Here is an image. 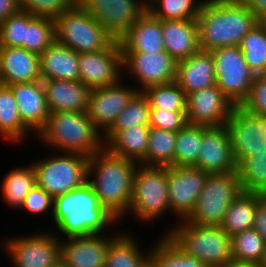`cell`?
Segmentation results:
<instances>
[{
	"label": "cell",
	"instance_id": "obj_1",
	"mask_svg": "<svg viewBox=\"0 0 266 267\" xmlns=\"http://www.w3.org/2000/svg\"><path fill=\"white\" fill-rule=\"evenodd\" d=\"M260 21L240 0H204L197 18L199 48L212 52L239 46Z\"/></svg>",
	"mask_w": 266,
	"mask_h": 267
},
{
	"label": "cell",
	"instance_id": "obj_2",
	"mask_svg": "<svg viewBox=\"0 0 266 267\" xmlns=\"http://www.w3.org/2000/svg\"><path fill=\"white\" fill-rule=\"evenodd\" d=\"M137 166L135 161L115 155L106 147L89 157L87 182L101 205L118 220H122V216L129 211ZM92 174L96 178L92 177L91 180Z\"/></svg>",
	"mask_w": 266,
	"mask_h": 267
},
{
	"label": "cell",
	"instance_id": "obj_3",
	"mask_svg": "<svg viewBox=\"0 0 266 267\" xmlns=\"http://www.w3.org/2000/svg\"><path fill=\"white\" fill-rule=\"evenodd\" d=\"M52 213L56 227L68 238L103 234L106 226H112L118 220L101 205L88 182L54 197Z\"/></svg>",
	"mask_w": 266,
	"mask_h": 267
},
{
	"label": "cell",
	"instance_id": "obj_4",
	"mask_svg": "<svg viewBox=\"0 0 266 267\" xmlns=\"http://www.w3.org/2000/svg\"><path fill=\"white\" fill-rule=\"evenodd\" d=\"M38 136L61 152L87 157L105 147L103 133L89 119L87 112H52Z\"/></svg>",
	"mask_w": 266,
	"mask_h": 267
},
{
	"label": "cell",
	"instance_id": "obj_5",
	"mask_svg": "<svg viewBox=\"0 0 266 267\" xmlns=\"http://www.w3.org/2000/svg\"><path fill=\"white\" fill-rule=\"evenodd\" d=\"M180 222L165 235L186 255L201 260L208 267L233 261L231 237L221 225Z\"/></svg>",
	"mask_w": 266,
	"mask_h": 267
},
{
	"label": "cell",
	"instance_id": "obj_6",
	"mask_svg": "<svg viewBox=\"0 0 266 267\" xmlns=\"http://www.w3.org/2000/svg\"><path fill=\"white\" fill-rule=\"evenodd\" d=\"M53 20L56 42L73 49L78 54L108 49L116 41L77 2Z\"/></svg>",
	"mask_w": 266,
	"mask_h": 267
},
{
	"label": "cell",
	"instance_id": "obj_7",
	"mask_svg": "<svg viewBox=\"0 0 266 267\" xmlns=\"http://www.w3.org/2000/svg\"><path fill=\"white\" fill-rule=\"evenodd\" d=\"M167 209L170 210L167 167L140 164L133 176L129 211L139 220L149 221L161 216Z\"/></svg>",
	"mask_w": 266,
	"mask_h": 267
},
{
	"label": "cell",
	"instance_id": "obj_8",
	"mask_svg": "<svg viewBox=\"0 0 266 267\" xmlns=\"http://www.w3.org/2000/svg\"><path fill=\"white\" fill-rule=\"evenodd\" d=\"M33 162L36 186L53 198L71 192L87 182L89 157L78 153H63Z\"/></svg>",
	"mask_w": 266,
	"mask_h": 267
},
{
	"label": "cell",
	"instance_id": "obj_9",
	"mask_svg": "<svg viewBox=\"0 0 266 267\" xmlns=\"http://www.w3.org/2000/svg\"><path fill=\"white\" fill-rule=\"evenodd\" d=\"M241 191L237 171L210 174L193 212L185 221L199 225H221L228 206Z\"/></svg>",
	"mask_w": 266,
	"mask_h": 267
},
{
	"label": "cell",
	"instance_id": "obj_10",
	"mask_svg": "<svg viewBox=\"0 0 266 267\" xmlns=\"http://www.w3.org/2000/svg\"><path fill=\"white\" fill-rule=\"evenodd\" d=\"M216 86L234 106L247 98L255 75L244 60L239 46H227L212 51Z\"/></svg>",
	"mask_w": 266,
	"mask_h": 267
},
{
	"label": "cell",
	"instance_id": "obj_11",
	"mask_svg": "<svg viewBox=\"0 0 266 267\" xmlns=\"http://www.w3.org/2000/svg\"><path fill=\"white\" fill-rule=\"evenodd\" d=\"M76 0L119 41L147 10V0Z\"/></svg>",
	"mask_w": 266,
	"mask_h": 267
},
{
	"label": "cell",
	"instance_id": "obj_12",
	"mask_svg": "<svg viewBox=\"0 0 266 267\" xmlns=\"http://www.w3.org/2000/svg\"><path fill=\"white\" fill-rule=\"evenodd\" d=\"M5 247L15 267L61 266V241L51 232L7 239Z\"/></svg>",
	"mask_w": 266,
	"mask_h": 267
},
{
	"label": "cell",
	"instance_id": "obj_13",
	"mask_svg": "<svg viewBox=\"0 0 266 267\" xmlns=\"http://www.w3.org/2000/svg\"><path fill=\"white\" fill-rule=\"evenodd\" d=\"M225 125L236 164L245 156L266 151V114L244 112L235 106Z\"/></svg>",
	"mask_w": 266,
	"mask_h": 267
},
{
	"label": "cell",
	"instance_id": "obj_14",
	"mask_svg": "<svg viewBox=\"0 0 266 267\" xmlns=\"http://www.w3.org/2000/svg\"><path fill=\"white\" fill-rule=\"evenodd\" d=\"M209 175L210 173L190 165L167 167L170 210L182 221L193 212Z\"/></svg>",
	"mask_w": 266,
	"mask_h": 267
},
{
	"label": "cell",
	"instance_id": "obj_15",
	"mask_svg": "<svg viewBox=\"0 0 266 267\" xmlns=\"http://www.w3.org/2000/svg\"><path fill=\"white\" fill-rule=\"evenodd\" d=\"M123 52L119 41L108 49L79 53L80 81L90 89L114 85L121 81Z\"/></svg>",
	"mask_w": 266,
	"mask_h": 267
},
{
	"label": "cell",
	"instance_id": "obj_16",
	"mask_svg": "<svg viewBox=\"0 0 266 267\" xmlns=\"http://www.w3.org/2000/svg\"><path fill=\"white\" fill-rule=\"evenodd\" d=\"M125 66V67H124ZM123 69L138 79L142 88L176 81L177 61L167 52H123Z\"/></svg>",
	"mask_w": 266,
	"mask_h": 267
},
{
	"label": "cell",
	"instance_id": "obj_17",
	"mask_svg": "<svg viewBox=\"0 0 266 267\" xmlns=\"http://www.w3.org/2000/svg\"><path fill=\"white\" fill-rule=\"evenodd\" d=\"M121 81L114 85L91 89L87 105V115L96 127L105 134L115 123L139 89L122 86Z\"/></svg>",
	"mask_w": 266,
	"mask_h": 267
},
{
	"label": "cell",
	"instance_id": "obj_18",
	"mask_svg": "<svg viewBox=\"0 0 266 267\" xmlns=\"http://www.w3.org/2000/svg\"><path fill=\"white\" fill-rule=\"evenodd\" d=\"M235 106L213 85L187 95L186 119L189 124L224 126Z\"/></svg>",
	"mask_w": 266,
	"mask_h": 267
},
{
	"label": "cell",
	"instance_id": "obj_19",
	"mask_svg": "<svg viewBox=\"0 0 266 267\" xmlns=\"http://www.w3.org/2000/svg\"><path fill=\"white\" fill-rule=\"evenodd\" d=\"M197 162L193 165L210 174L237 171L226 125L203 126V138Z\"/></svg>",
	"mask_w": 266,
	"mask_h": 267
},
{
	"label": "cell",
	"instance_id": "obj_20",
	"mask_svg": "<svg viewBox=\"0 0 266 267\" xmlns=\"http://www.w3.org/2000/svg\"><path fill=\"white\" fill-rule=\"evenodd\" d=\"M101 234L67 238L61 242L62 267H105L106 254L113 237Z\"/></svg>",
	"mask_w": 266,
	"mask_h": 267
},
{
	"label": "cell",
	"instance_id": "obj_21",
	"mask_svg": "<svg viewBox=\"0 0 266 267\" xmlns=\"http://www.w3.org/2000/svg\"><path fill=\"white\" fill-rule=\"evenodd\" d=\"M42 81L39 55L22 47L0 46V84Z\"/></svg>",
	"mask_w": 266,
	"mask_h": 267
},
{
	"label": "cell",
	"instance_id": "obj_22",
	"mask_svg": "<svg viewBox=\"0 0 266 267\" xmlns=\"http://www.w3.org/2000/svg\"><path fill=\"white\" fill-rule=\"evenodd\" d=\"M8 87L18 104L22 123L29 130L39 133L46 125L50 114L42 81L11 84Z\"/></svg>",
	"mask_w": 266,
	"mask_h": 267
},
{
	"label": "cell",
	"instance_id": "obj_23",
	"mask_svg": "<svg viewBox=\"0 0 266 267\" xmlns=\"http://www.w3.org/2000/svg\"><path fill=\"white\" fill-rule=\"evenodd\" d=\"M46 104L52 112H86L91 89L80 80H42Z\"/></svg>",
	"mask_w": 266,
	"mask_h": 267
},
{
	"label": "cell",
	"instance_id": "obj_24",
	"mask_svg": "<svg viewBox=\"0 0 266 267\" xmlns=\"http://www.w3.org/2000/svg\"><path fill=\"white\" fill-rule=\"evenodd\" d=\"M176 83L186 95L216 85L212 52L199 49L178 61Z\"/></svg>",
	"mask_w": 266,
	"mask_h": 267
},
{
	"label": "cell",
	"instance_id": "obj_25",
	"mask_svg": "<svg viewBox=\"0 0 266 267\" xmlns=\"http://www.w3.org/2000/svg\"><path fill=\"white\" fill-rule=\"evenodd\" d=\"M119 42L122 52L165 51L161 20L146 10Z\"/></svg>",
	"mask_w": 266,
	"mask_h": 267
},
{
	"label": "cell",
	"instance_id": "obj_26",
	"mask_svg": "<svg viewBox=\"0 0 266 267\" xmlns=\"http://www.w3.org/2000/svg\"><path fill=\"white\" fill-rule=\"evenodd\" d=\"M161 30L167 51L177 62L197 52V19L161 20Z\"/></svg>",
	"mask_w": 266,
	"mask_h": 267
},
{
	"label": "cell",
	"instance_id": "obj_27",
	"mask_svg": "<svg viewBox=\"0 0 266 267\" xmlns=\"http://www.w3.org/2000/svg\"><path fill=\"white\" fill-rule=\"evenodd\" d=\"M41 80H80L79 54L56 41L39 55Z\"/></svg>",
	"mask_w": 266,
	"mask_h": 267
},
{
	"label": "cell",
	"instance_id": "obj_28",
	"mask_svg": "<svg viewBox=\"0 0 266 267\" xmlns=\"http://www.w3.org/2000/svg\"><path fill=\"white\" fill-rule=\"evenodd\" d=\"M149 126H135L117 131L105 147L122 158L147 165Z\"/></svg>",
	"mask_w": 266,
	"mask_h": 267
},
{
	"label": "cell",
	"instance_id": "obj_29",
	"mask_svg": "<svg viewBox=\"0 0 266 267\" xmlns=\"http://www.w3.org/2000/svg\"><path fill=\"white\" fill-rule=\"evenodd\" d=\"M263 194L241 191L228 206L222 221V229L231 237L245 230L253 229L258 201Z\"/></svg>",
	"mask_w": 266,
	"mask_h": 267
},
{
	"label": "cell",
	"instance_id": "obj_30",
	"mask_svg": "<svg viewBox=\"0 0 266 267\" xmlns=\"http://www.w3.org/2000/svg\"><path fill=\"white\" fill-rule=\"evenodd\" d=\"M118 235L109 243L105 267H149V254L140 252L137 241L126 233Z\"/></svg>",
	"mask_w": 266,
	"mask_h": 267
},
{
	"label": "cell",
	"instance_id": "obj_31",
	"mask_svg": "<svg viewBox=\"0 0 266 267\" xmlns=\"http://www.w3.org/2000/svg\"><path fill=\"white\" fill-rule=\"evenodd\" d=\"M233 261L264 266L266 240L253 228L231 236Z\"/></svg>",
	"mask_w": 266,
	"mask_h": 267
},
{
	"label": "cell",
	"instance_id": "obj_32",
	"mask_svg": "<svg viewBox=\"0 0 266 267\" xmlns=\"http://www.w3.org/2000/svg\"><path fill=\"white\" fill-rule=\"evenodd\" d=\"M29 129L22 123L18 104L8 86L0 84V134L11 141H21Z\"/></svg>",
	"mask_w": 266,
	"mask_h": 267
},
{
	"label": "cell",
	"instance_id": "obj_33",
	"mask_svg": "<svg viewBox=\"0 0 266 267\" xmlns=\"http://www.w3.org/2000/svg\"><path fill=\"white\" fill-rule=\"evenodd\" d=\"M244 60L254 75H266V22L260 21L239 45Z\"/></svg>",
	"mask_w": 266,
	"mask_h": 267
},
{
	"label": "cell",
	"instance_id": "obj_34",
	"mask_svg": "<svg viewBox=\"0 0 266 267\" xmlns=\"http://www.w3.org/2000/svg\"><path fill=\"white\" fill-rule=\"evenodd\" d=\"M241 190L266 195V151L245 156L237 164Z\"/></svg>",
	"mask_w": 266,
	"mask_h": 267
},
{
	"label": "cell",
	"instance_id": "obj_35",
	"mask_svg": "<svg viewBox=\"0 0 266 267\" xmlns=\"http://www.w3.org/2000/svg\"><path fill=\"white\" fill-rule=\"evenodd\" d=\"M54 20L25 12L24 49L40 55L55 42Z\"/></svg>",
	"mask_w": 266,
	"mask_h": 267
},
{
	"label": "cell",
	"instance_id": "obj_36",
	"mask_svg": "<svg viewBox=\"0 0 266 267\" xmlns=\"http://www.w3.org/2000/svg\"><path fill=\"white\" fill-rule=\"evenodd\" d=\"M36 185L33 165L12 169L3 179L2 196L10 207L20 208L26 195Z\"/></svg>",
	"mask_w": 266,
	"mask_h": 267
},
{
	"label": "cell",
	"instance_id": "obj_37",
	"mask_svg": "<svg viewBox=\"0 0 266 267\" xmlns=\"http://www.w3.org/2000/svg\"><path fill=\"white\" fill-rule=\"evenodd\" d=\"M153 246L149 267H208L201 260L186 255L166 235Z\"/></svg>",
	"mask_w": 266,
	"mask_h": 267
},
{
	"label": "cell",
	"instance_id": "obj_38",
	"mask_svg": "<svg viewBox=\"0 0 266 267\" xmlns=\"http://www.w3.org/2000/svg\"><path fill=\"white\" fill-rule=\"evenodd\" d=\"M141 92L149 101L151 109L186 112L187 95L176 81L150 86Z\"/></svg>",
	"mask_w": 266,
	"mask_h": 267
},
{
	"label": "cell",
	"instance_id": "obj_39",
	"mask_svg": "<svg viewBox=\"0 0 266 267\" xmlns=\"http://www.w3.org/2000/svg\"><path fill=\"white\" fill-rule=\"evenodd\" d=\"M177 132L150 128L147 147V165L174 166Z\"/></svg>",
	"mask_w": 266,
	"mask_h": 267
},
{
	"label": "cell",
	"instance_id": "obj_40",
	"mask_svg": "<svg viewBox=\"0 0 266 267\" xmlns=\"http://www.w3.org/2000/svg\"><path fill=\"white\" fill-rule=\"evenodd\" d=\"M203 126L187 123L177 132L174 166H193L201 150Z\"/></svg>",
	"mask_w": 266,
	"mask_h": 267
},
{
	"label": "cell",
	"instance_id": "obj_41",
	"mask_svg": "<svg viewBox=\"0 0 266 267\" xmlns=\"http://www.w3.org/2000/svg\"><path fill=\"white\" fill-rule=\"evenodd\" d=\"M151 107L142 92H138L125 109L119 114L113 126L105 133L106 143L117 131L135 126H149Z\"/></svg>",
	"mask_w": 266,
	"mask_h": 267
},
{
	"label": "cell",
	"instance_id": "obj_42",
	"mask_svg": "<svg viewBox=\"0 0 266 267\" xmlns=\"http://www.w3.org/2000/svg\"><path fill=\"white\" fill-rule=\"evenodd\" d=\"M203 3H196V0H147V10L159 20L197 19Z\"/></svg>",
	"mask_w": 266,
	"mask_h": 267
},
{
	"label": "cell",
	"instance_id": "obj_43",
	"mask_svg": "<svg viewBox=\"0 0 266 267\" xmlns=\"http://www.w3.org/2000/svg\"><path fill=\"white\" fill-rule=\"evenodd\" d=\"M25 11L19 10L0 23V46L24 48Z\"/></svg>",
	"mask_w": 266,
	"mask_h": 267
},
{
	"label": "cell",
	"instance_id": "obj_44",
	"mask_svg": "<svg viewBox=\"0 0 266 267\" xmlns=\"http://www.w3.org/2000/svg\"><path fill=\"white\" fill-rule=\"evenodd\" d=\"M76 0H19L20 10L33 16L54 19L64 10L69 9Z\"/></svg>",
	"mask_w": 266,
	"mask_h": 267
},
{
	"label": "cell",
	"instance_id": "obj_45",
	"mask_svg": "<svg viewBox=\"0 0 266 267\" xmlns=\"http://www.w3.org/2000/svg\"><path fill=\"white\" fill-rule=\"evenodd\" d=\"M239 107L244 112L266 114V75H255L249 94Z\"/></svg>",
	"mask_w": 266,
	"mask_h": 267
},
{
	"label": "cell",
	"instance_id": "obj_46",
	"mask_svg": "<svg viewBox=\"0 0 266 267\" xmlns=\"http://www.w3.org/2000/svg\"><path fill=\"white\" fill-rule=\"evenodd\" d=\"M186 112H172L162 109H151L149 127L178 132L186 124Z\"/></svg>",
	"mask_w": 266,
	"mask_h": 267
},
{
	"label": "cell",
	"instance_id": "obj_47",
	"mask_svg": "<svg viewBox=\"0 0 266 267\" xmlns=\"http://www.w3.org/2000/svg\"><path fill=\"white\" fill-rule=\"evenodd\" d=\"M54 198L48 194L43 188L34 186L26 195L20 208H25L31 214L37 215L38 213H45L52 208L53 212Z\"/></svg>",
	"mask_w": 266,
	"mask_h": 267
},
{
	"label": "cell",
	"instance_id": "obj_48",
	"mask_svg": "<svg viewBox=\"0 0 266 267\" xmlns=\"http://www.w3.org/2000/svg\"><path fill=\"white\" fill-rule=\"evenodd\" d=\"M253 228L264 240H266V195L258 201V208L255 215V225Z\"/></svg>",
	"mask_w": 266,
	"mask_h": 267
},
{
	"label": "cell",
	"instance_id": "obj_49",
	"mask_svg": "<svg viewBox=\"0 0 266 267\" xmlns=\"http://www.w3.org/2000/svg\"><path fill=\"white\" fill-rule=\"evenodd\" d=\"M19 10V0H0V23Z\"/></svg>",
	"mask_w": 266,
	"mask_h": 267
},
{
	"label": "cell",
	"instance_id": "obj_50",
	"mask_svg": "<svg viewBox=\"0 0 266 267\" xmlns=\"http://www.w3.org/2000/svg\"><path fill=\"white\" fill-rule=\"evenodd\" d=\"M245 6L263 21L266 18V0H240Z\"/></svg>",
	"mask_w": 266,
	"mask_h": 267
},
{
	"label": "cell",
	"instance_id": "obj_51",
	"mask_svg": "<svg viewBox=\"0 0 266 267\" xmlns=\"http://www.w3.org/2000/svg\"><path fill=\"white\" fill-rule=\"evenodd\" d=\"M217 267H262V266L250 264V263L230 261L228 263L222 264V265L217 266Z\"/></svg>",
	"mask_w": 266,
	"mask_h": 267
}]
</instances>
